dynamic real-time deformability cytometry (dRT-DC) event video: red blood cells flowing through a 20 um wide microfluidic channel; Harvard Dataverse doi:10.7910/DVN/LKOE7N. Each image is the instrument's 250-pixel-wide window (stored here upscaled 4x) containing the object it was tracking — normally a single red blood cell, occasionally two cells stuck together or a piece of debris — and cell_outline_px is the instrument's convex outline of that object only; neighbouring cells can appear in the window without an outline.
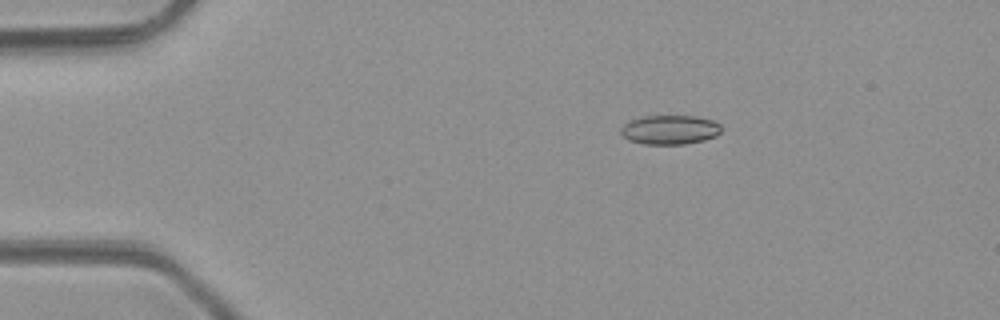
{"species": "common noctule bat (a hibernating species)", "species_latin": "Nyctalus noctula", "temperature_condition": "room temperature", "stored_images_in_passage": 6, "camera_frame_rate_fps": 3000, "um_per_image_px": 0.085, "animal": {"sex": "male", "body_mass_g": 23.1, "forearm_length_mm": 52.7}, "frame": {"image": 1, "passage_image": 3, "time_ms": 2.333, "image_size_px": [1000, 320], "cell_outline_px": [[720, 132], [716, 136], [704, 140], [684, 144], [644, 144], [628, 140], [620, 132], [620, 128], [628, 120], [644, 116], [696, 116], [712, 120], [720, 124]], "centroid_in_image_um": [56.91, 11.02], "position_along_channel_um": 28.1, "area_um2": 17.17}}
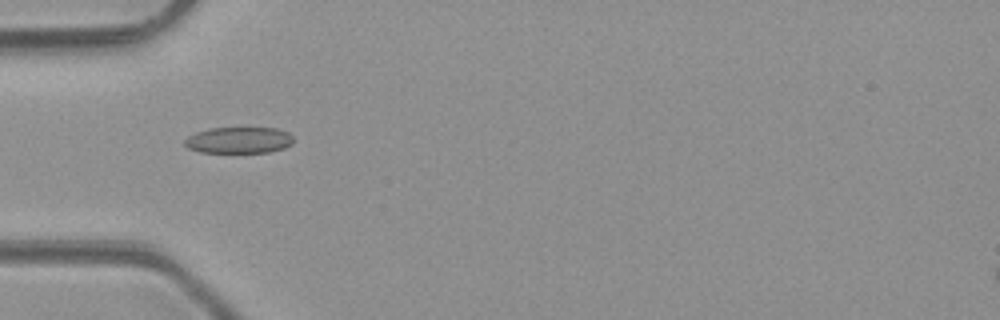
{"frame": {"image": 2, "passage_image": 5, "time_ms": 4.667, "image_size_px": [1000, 320], "cell_outline_px": [[292, 144], [284, 148], [268, 152], [200, 152], [188, 148], [184, 144], [184, 140], [188, 136], [196, 132], [208, 128], [276, 128], [288, 132], [292, 136]], "centroid_in_image_um": [20.29, 11.91], "position_along_channel_um": 64.7, "area_um2": 16.65}}
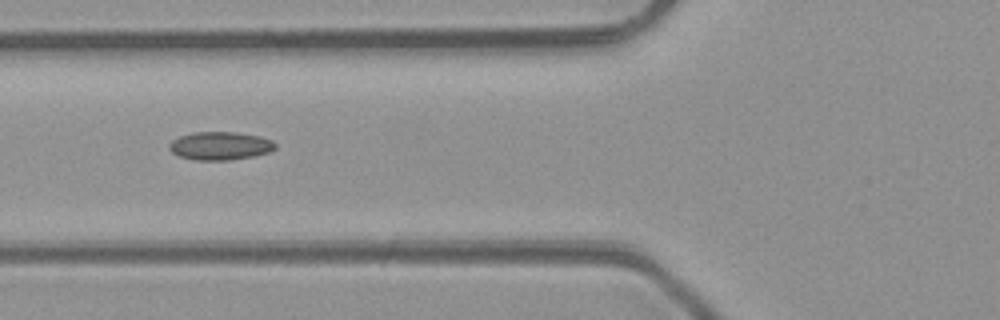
{"frame": {"image": 3, "passage_image": 6, "time_ms": 5.667, "image_size_px": [1000, 320], "cell_outline_px": [[276, 148], [268, 152], [252, 156], [228, 160], [196, 160], [180, 156], [172, 152], [168, 148], [168, 144], [172, 140], [180, 136], [192, 132], [236, 132], [260, 136], [272, 140], [276, 144]], "centroid_in_image_um": [18.7, 12.38], "position_along_channel_um": 107.1, "area_um2": 17.4}}